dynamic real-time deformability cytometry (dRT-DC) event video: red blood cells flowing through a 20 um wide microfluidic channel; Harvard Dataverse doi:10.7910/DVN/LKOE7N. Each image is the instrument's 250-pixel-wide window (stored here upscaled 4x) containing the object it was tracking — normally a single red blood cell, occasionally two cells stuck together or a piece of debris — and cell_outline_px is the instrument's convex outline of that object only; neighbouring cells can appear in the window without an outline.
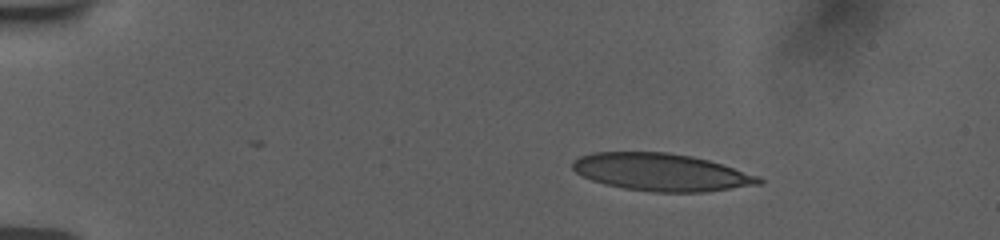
{"species": "human", "species_latin": "Homo sapiens", "temperature_condition": "room temperature", "stored_images_in_passage": 16, "camera_frame_rate_fps": 3000, "um_per_image_px": 0.085, "donor": {"sex": "female"}, "frame": {"image": 1, "passage_image": 1, "time_ms": 0.0, "image_size_px": [1000, 240], "cell_outline_px": [[764, 180], [760, 184], [708, 192], [652, 192], [624, 188], [604, 184], [592, 180], [576, 172], [572, 168], [572, 160], [580, 156], [592, 152], [668, 152], [692, 156], [708, 160], [760, 176]], "centroid_in_image_um": [56.21, 14.64], "position_along_channel_um": 28.8, "area_um2": 40.75}}
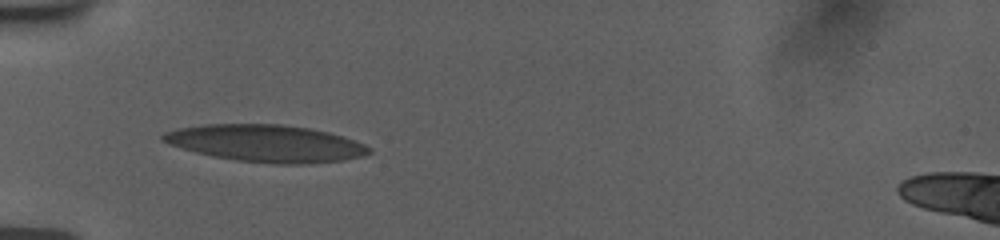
{"frame": {"image": 2, "passage_image": 15, "time_ms": 3.0, "image_size_px": [1000, 240], "cell_outline_px": [[372, 152], [360, 156], [344, 160], [300, 164], [272, 164], [236, 160], [212, 156], [196, 152], [168, 144], [160, 140], [160, 136], [164, 132], [176, 128], [204, 124], [280, 124], [308, 128], [328, 132], [344, 136], [364, 144], [372, 148]], "centroid_in_image_um": [22.58, 12.18], "position_along_channel_um": 62.4, "area_um2": 44.62}}